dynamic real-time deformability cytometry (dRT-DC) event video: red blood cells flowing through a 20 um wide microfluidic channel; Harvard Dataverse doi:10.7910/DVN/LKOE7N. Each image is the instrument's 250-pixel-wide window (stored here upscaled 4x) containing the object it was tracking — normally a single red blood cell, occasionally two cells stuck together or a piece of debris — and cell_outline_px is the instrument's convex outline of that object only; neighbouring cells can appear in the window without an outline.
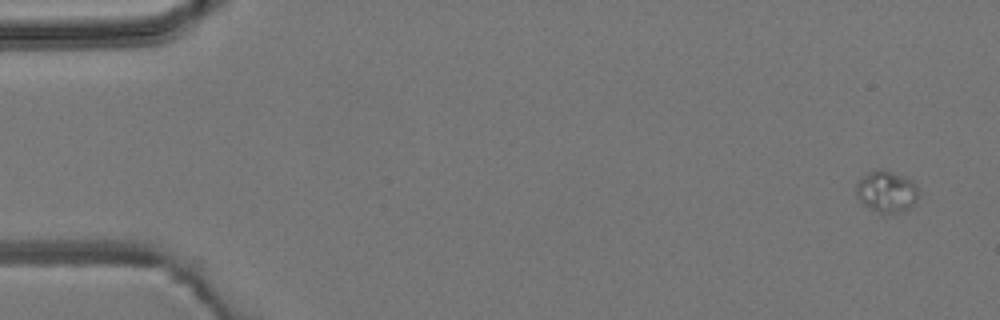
{"species": "common noctule bat (a hibernating species)", "species_latin": "Nyctalus noctula", "temperature_condition": "room temperature", "stored_images_in_passage": 4, "camera_frame_rate_fps": 3000, "um_per_image_px": 0.085, "animal": {"sex": "male", "body_mass_g": 19.2, "forearm_length_mm": 51.8}, "frame": {"image": 1, "passage_image": 1, "time_ms": 0.0, "image_size_px": [1000, 320], "cell_outline_px": [[920, 196], [916, 204], [908, 212], [876, 212], [868, 208], [860, 200], [856, 192], [856, 184], [864, 176], [876, 168], [884, 168], [904, 176], [912, 180], [916, 184]], "centroid_in_image_um": [75.43, 16.28], "position_along_channel_um": 9.6, "area_um2": 15.49}}